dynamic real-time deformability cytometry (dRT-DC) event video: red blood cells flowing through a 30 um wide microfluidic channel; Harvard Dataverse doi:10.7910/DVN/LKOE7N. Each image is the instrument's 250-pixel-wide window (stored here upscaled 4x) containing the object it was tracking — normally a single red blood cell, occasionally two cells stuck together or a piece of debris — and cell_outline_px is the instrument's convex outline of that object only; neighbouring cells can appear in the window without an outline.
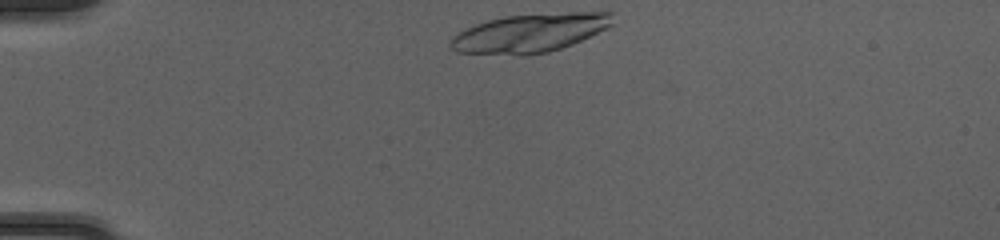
{"species": "common noctule bat (a hibernating species)", "species_latin": "Nyctalus noctula", "temperature_condition": "cold", "stored_images_in_passage": 38, "camera_frame_rate_fps": 3000, "um_per_image_px": 0.085, "animal": {"sex": "female", "body_mass_g": 20.0, "forearm_length_mm": 54.0}, "frame": {"image": 1, "passage_image": 1, "time_ms": 0.0, "image_size_px": [1000, 240], "cell_outline_px": [[612, 24], [572, 44], [548, 52], [528, 56], [520, 56], [456, 52], [448, 48], [448, 44], [452, 36], [476, 24], [488, 20], [504, 16], [572, 12], [612, 12]], "centroid_in_image_um": [44.95, 2.83], "position_along_channel_um": 40.0, "area_um2": 36.36}, "authors_computed_cell_mechanics": {"area_um2": 22.0218, "velocity_mm_per_s": 4.1337, "shape_relaxation_time_tau1_ms": 0.393, "shape_relaxation_time_tau2_ms": 8.123, "deformation_change_tau1": 0.2342, "deformation_change_tau2": 0.137}}